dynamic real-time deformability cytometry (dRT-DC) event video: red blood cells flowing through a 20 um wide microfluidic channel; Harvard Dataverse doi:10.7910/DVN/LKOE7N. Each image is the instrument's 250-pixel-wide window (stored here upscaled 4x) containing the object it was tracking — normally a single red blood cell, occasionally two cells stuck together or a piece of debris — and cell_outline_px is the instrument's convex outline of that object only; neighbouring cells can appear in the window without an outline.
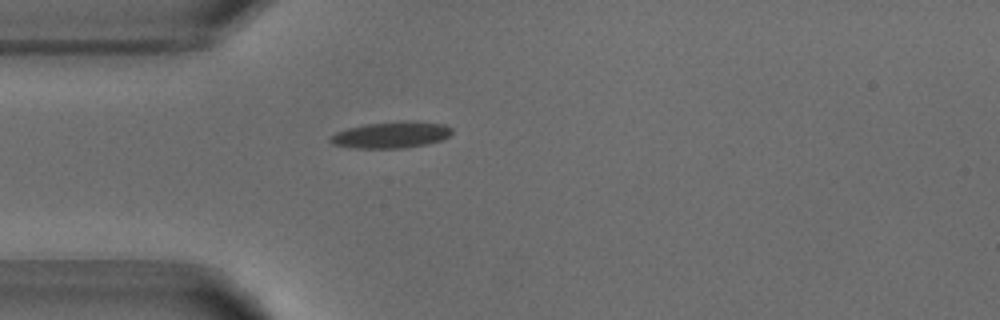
{"species": "common noctule bat (a hibernating species)", "species_latin": "Nyctalus noctula", "temperature_condition": "warm", "stored_images_in_passage": 39, "camera_frame_rate_fps": 3000, "um_per_image_px": 0.085, "animal": {"sex": "male", "body_mass_g": 18.8}, "frame": {"image": 1, "passage_image": 1, "time_ms": 0.0, "image_size_px": [1000, 320], "cell_outline_px": [[452, 132], [448, 136], [440, 140], [424, 144], [404, 148], [356, 148], [332, 144], [328, 140], [336, 132], [344, 128], [364, 124], [404, 120], [416, 120], [444, 124], [452, 128]], "centroid_in_image_um": [33.23, 11.44], "position_along_channel_um": 51.8, "area_um2": 18.9}}
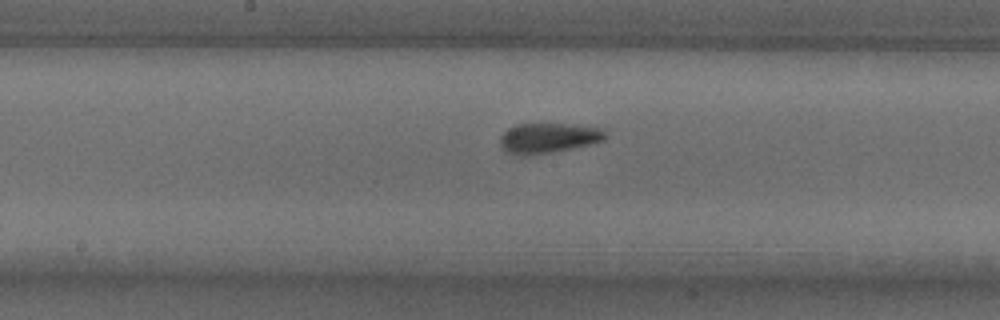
{"frame": {"image": 2, "passage_image": 13, "time_ms": 4.0, "image_size_px": [1000, 320], "cell_outline_px": [[608, 136], [604, 140], [572, 148], [552, 152], [524, 156], [504, 152], [500, 148], [500, 136], [508, 128], [516, 124], [560, 124], [608, 128]], "centroid_in_image_um": [46.61, 11.73], "position_along_channel_um": 201.6, "area_um2": 18.67}}
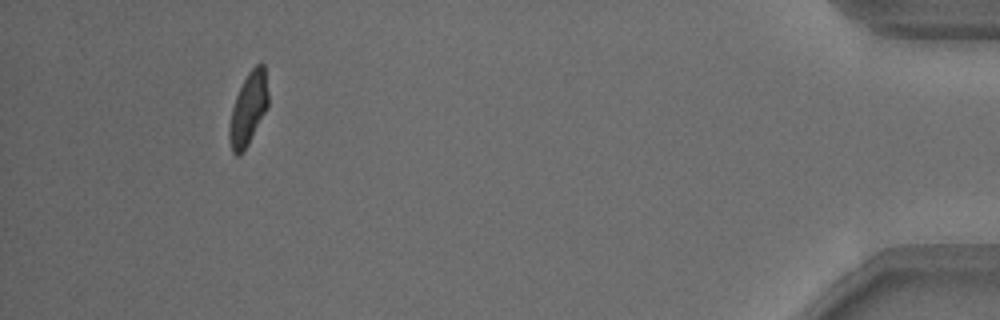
{"frame": {"image": 3, "passage_image": 35, "time_ms": 11.333, "image_size_px": [1000, 320], "cell_outline_px": [[268, 108], [248, 144], [236, 156], [232, 152], [228, 136], [228, 128], [232, 108], [236, 96], [248, 72], [256, 64], [264, 64], [268, 92]], "centroid_in_image_um": [21.11, 9.24], "position_along_channel_um": 414.1, "area_um2": 16.3}, "authors_computed_cell_mechanics": {"area_um2": 17.7446, "velocity_mm_per_s": 3.8673, "shape_relaxation_time_tau1_ms": 4.7807, "shape_relaxation_time_tau2_ms": 1.4424, "deformation_change_tau1": 0.1658, "deformation_change_tau2": 0.089}}